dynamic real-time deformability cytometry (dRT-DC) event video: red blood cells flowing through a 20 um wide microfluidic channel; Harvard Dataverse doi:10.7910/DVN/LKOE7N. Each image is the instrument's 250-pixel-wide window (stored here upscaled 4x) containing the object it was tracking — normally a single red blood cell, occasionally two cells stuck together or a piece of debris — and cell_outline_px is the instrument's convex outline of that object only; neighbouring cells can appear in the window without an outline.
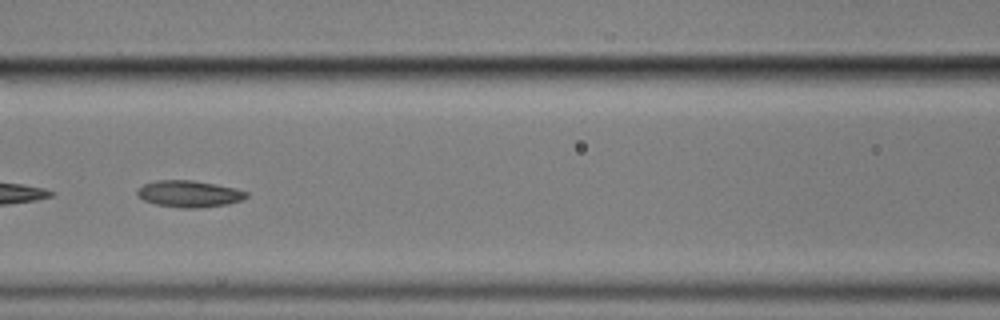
{"species": "common noctule bat (a hibernating species)", "species_latin": "Nyctalus noctula", "temperature_condition": "cold", "stored_images_in_passage": 11, "camera_frame_rate_fps": 3000, "um_per_image_px": 0.085, "animal": {"sex": "male", "body_mass_g": 17.9}, "frame": {"image": 1, "passage_image": 7, "time_ms": 7.667, "image_size_px": [1000, 320], "cell_outline_px": [[248, 196], [244, 200], [228, 204], [200, 208], [180, 208], [156, 204], [144, 200], [136, 192], [144, 184], [156, 180], [192, 180], [216, 184], [236, 188], [248, 192]], "centroid_in_image_um": [16.13, 16.48], "position_along_channel_um": 150.5, "area_um2": 16.99}}
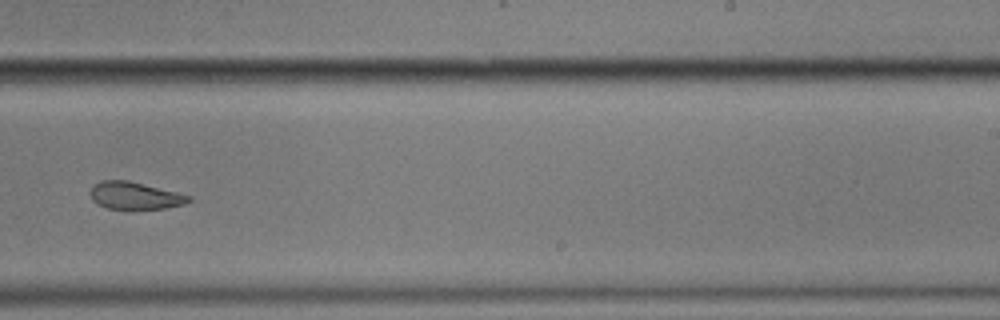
{"frame": {"image": 2, "passage_image": 10, "time_ms": 11.333, "image_size_px": [1000, 320], "cell_outline_px": [[192, 200], [184, 204], [164, 208], [132, 212], [108, 208], [92, 200], [88, 192], [92, 184], [100, 180], [128, 180], [192, 196]], "centroid_in_image_um": [11.43, 16.66], "position_along_channel_um": 277.6, "area_um2": 16.36}}
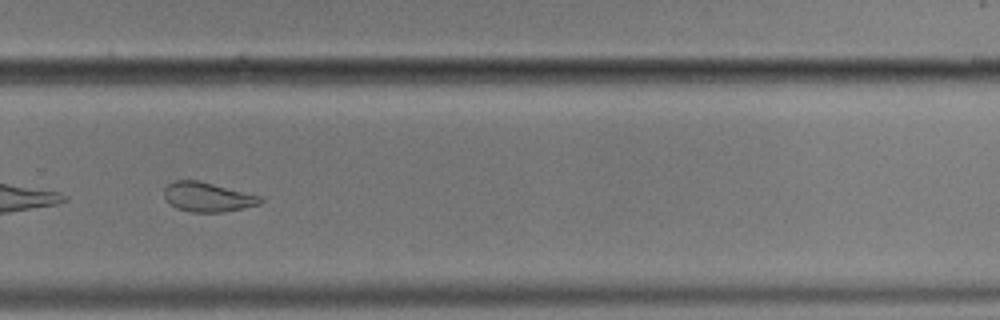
{"frame": {"image": 3, "passage_image": 11, "time_ms": 12.333, "image_size_px": [1000, 320], "cell_outline_px": [[264, 200], [260, 204], [244, 208], [224, 212], [192, 212], [176, 208], [164, 196], [164, 188], [172, 180], [200, 180], [260, 196]], "centroid_in_image_um": [17.65, 16.74], "position_along_channel_um": 312.2, "area_um2": 16.53}}